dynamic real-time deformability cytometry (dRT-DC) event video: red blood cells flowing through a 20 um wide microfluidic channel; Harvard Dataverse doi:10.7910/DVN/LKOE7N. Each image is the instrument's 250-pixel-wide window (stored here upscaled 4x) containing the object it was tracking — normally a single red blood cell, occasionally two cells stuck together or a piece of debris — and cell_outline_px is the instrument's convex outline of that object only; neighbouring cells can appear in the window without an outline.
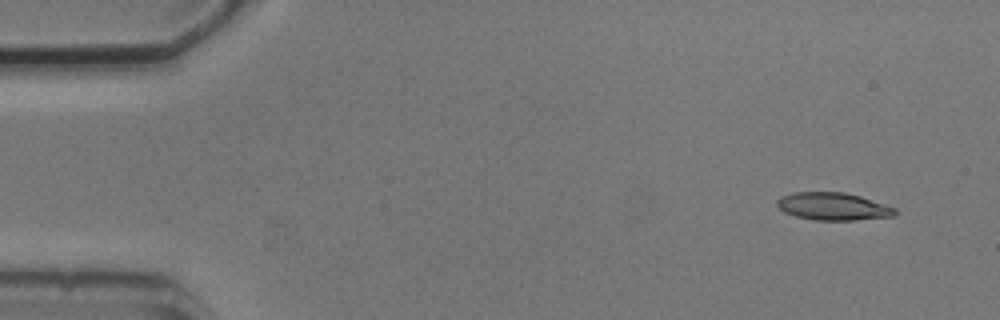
{"species": "common noctule bat (a hibernating species)", "species_latin": "Nyctalus noctula", "temperature_condition": "cold", "stored_images_in_passage": 2, "camera_frame_rate_fps": 3000, "um_per_image_px": 0.085, "animal": {"sex": "male", "body_mass_g": 20.5, "forearm_length_mm": 52.5}, "frame": {"image": 1, "passage_image": 2, "time_ms": 2.0, "image_size_px": [1000, 320], "cell_outline_px": [[900, 212], [896, 216], [856, 220], [812, 220], [796, 216], [784, 212], [776, 204], [776, 200], [780, 196], [792, 192], [844, 192], [860, 196], [896, 208]], "centroid_in_image_um": [70.83, 17.55], "position_along_channel_um": 14.2, "area_um2": 19.19}}